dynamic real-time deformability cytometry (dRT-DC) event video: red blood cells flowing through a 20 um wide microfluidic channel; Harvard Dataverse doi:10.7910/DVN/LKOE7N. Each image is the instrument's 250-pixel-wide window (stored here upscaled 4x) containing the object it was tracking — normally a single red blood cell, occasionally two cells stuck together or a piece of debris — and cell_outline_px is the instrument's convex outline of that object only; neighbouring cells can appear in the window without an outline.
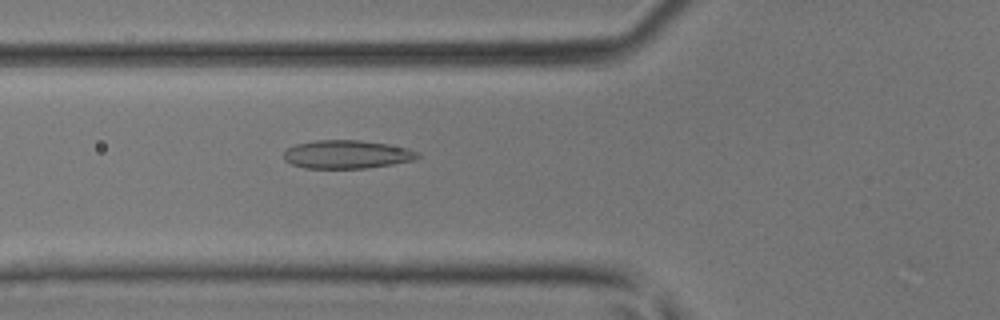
{"species": "common noctule bat (a hibernating species)", "species_latin": "Nyctalus noctula", "temperature_condition": "room temperature", "stored_images_in_passage": 47, "camera_frame_rate_fps": 3000, "um_per_image_px": 0.085, "animal": {"sex": "male", "body_mass_g": 17.9, "forearm_length_mm": 54.2}, "frame": {"image": 1, "passage_image": 18, "time_ms": 5.667, "image_size_px": [1000, 320], "cell_outline_px": [[420, 156], [412, 160], [392, 164], [368, 168], [304, 168], [292, 164], [284, 160], [284, 152], [288, 148], [296, 144], [316, 140], [360, 140], [388, 144], [408, 148], [420, 152]], "centroid_in_image_um": [29.49, 13.12], "position_along_channel_um": 96.3, "area_um2": 22.14}}
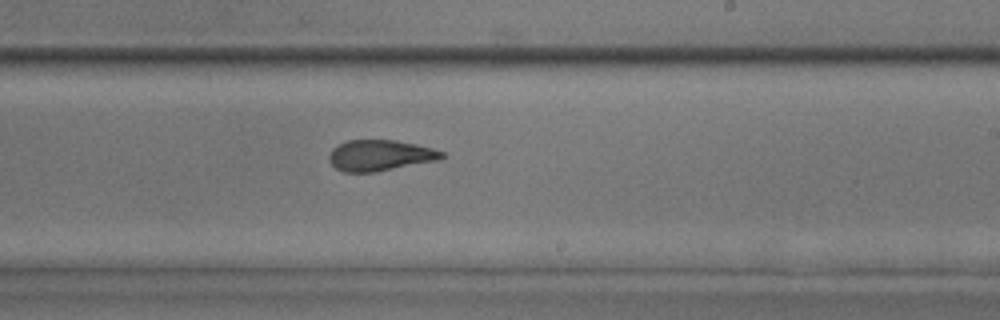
{"frame": {"image": 2, "passage_image": 29, "time_ms": 9.333, "image_size_px": [1000, 320], "cell_outline_px": [[448, 156], [440, 160], [376, 172], [344, 172], [336, 168], [328, 160], [328, 156], [332, 148], [348, 140], [396, 140], [416, 144], [432, 148], [444, 152]], "centroid_in_image_um": [32.34, 13.21], "position_along_channel_um": 256.7, "area_um2": 20.52}}
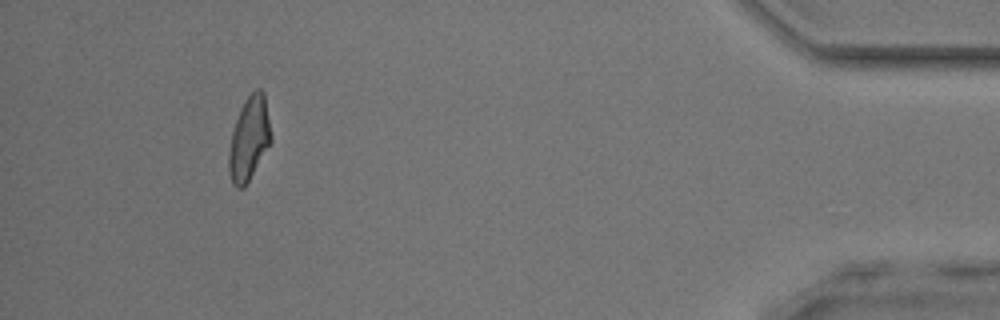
{"frame": {"image": 3, "passage_image": 44, "time_ms": 14.333, "image_size_px": [1000, 320], "cell_outline_px": [[272, 140], [244, 188], [236, 188], [232, 184], [228, 172], [228, 156], [232, 132], [240, 108], [244, 100], [256, 88], [260, 88], [264, 92], [272, 136]], "centroid_in_image_um": [21.17, 11.78], "position_along_channel_um": 414.0, "area_um2": 20.58}}